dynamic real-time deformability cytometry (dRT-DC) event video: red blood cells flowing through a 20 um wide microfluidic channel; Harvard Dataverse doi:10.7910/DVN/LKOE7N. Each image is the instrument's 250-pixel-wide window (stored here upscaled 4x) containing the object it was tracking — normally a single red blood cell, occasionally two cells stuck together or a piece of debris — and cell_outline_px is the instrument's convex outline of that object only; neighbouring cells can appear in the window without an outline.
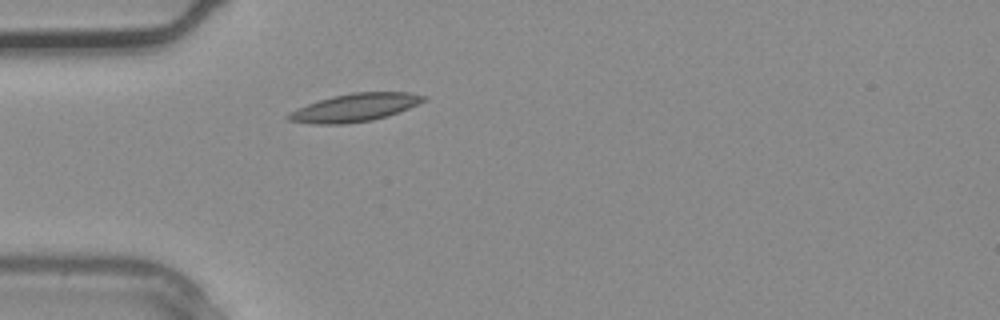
{"species": "common noctule bat (a hibernating species)", "species_latin": "Nyctalus noctula", "temperature_condition": "warm", "stored_images_in_passage": 1, "camera_frame_rate_fps": 3000, "um_per_image_px": 0.085, "animal": {"sex": "male", "body_mass_g": 20.4}, "frame": {"image": 1, "passage_image": 1, "time_ms": 0.0, "image_size_px": [1000, 320], "cell_outline_px": [[428, 100], [388, 116], [372, 120], [344, 124], [316, 124], [288, 120], [284, 116], [288, 112], [308, 104], [332, 96], [352, 92], [408, 92], [428, 96]], "centroid_in_image_um": [30.18, 9.14], "position_along_channel_um": 54.8, "area_um2": 22.08}}